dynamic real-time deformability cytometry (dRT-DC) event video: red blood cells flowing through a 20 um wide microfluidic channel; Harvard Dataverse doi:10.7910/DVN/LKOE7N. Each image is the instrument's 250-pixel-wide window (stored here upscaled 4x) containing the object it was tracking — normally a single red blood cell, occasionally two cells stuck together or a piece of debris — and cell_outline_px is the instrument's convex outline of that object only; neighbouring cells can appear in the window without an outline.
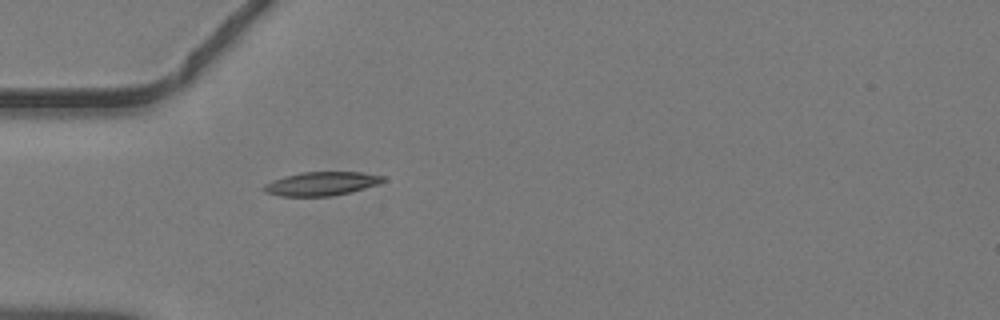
{"species": "common noctule bat (a hibernating species)", "species_latin": "Nyctalus noctula", "temperature_condition": "warm", "stored_images_in_passage": 33, "camera_frame_rate_fps": 3000, "um_per_image_px": 0.085, "animal": {"sex": "male", "body_mass_g": 19.2, "forearm_length_mm": 51.8}, "frame": {"image": 1, "passage_image": 1, "time_ms": 0.0, "image_size_px": [1000, 320], "cell_outline_px": [[388, 180], [380, 184], [352, 192], [332, 196], [280, 196], [264, 192], [260, 188], [264, 184], [272, 180], [284, 176], [300, 172], [360, 172], [384, 176]], "centroid_in_image_um": [27.33, 15.61], "position_along_channel_um": 57.7, "area_um2": 16.82}}
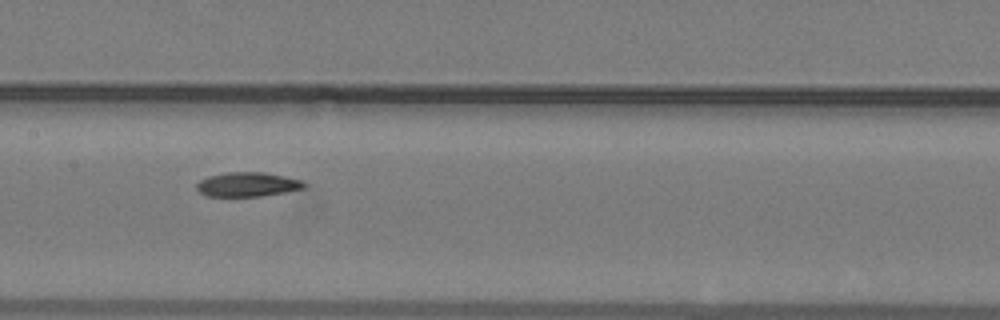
{"frame": {"image": 2, "passage_image": 10, "time_ms": 3.0, "image_size_px": [1000, 320], "cell_outline_px": [[304, 188], [284, 192], [260, 196], [208, 196], [200, 192], [196, 188], [196, 184], [200, 180], [208, 176], [228, 172], [264, 172], [284, 176], [300, 180], [304, 184]], "centroid_in_image_um": [21.0, 15.67], "position_along_channel_um": 186.4, "area_um2": 15.03}}
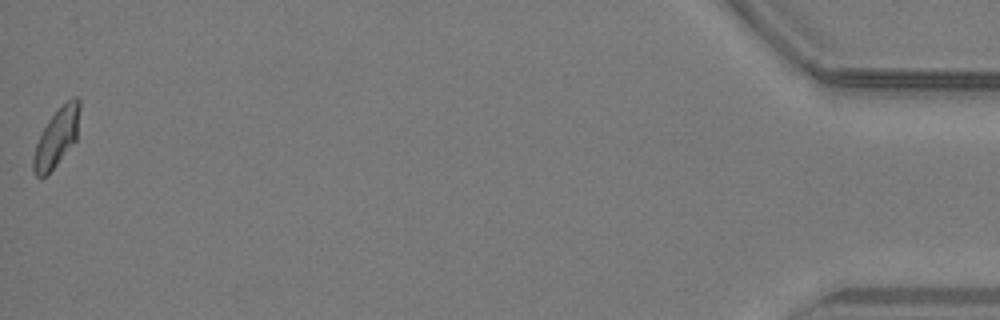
{"frame": {"image": 3, "passage_image": 33, "time_ms": 10.667, "image_size_px": [1000, 320], "cell_outline_px": [[80, 108], [76, 140], [56, 164], [44, 176], [36, 176], [32, 168], [32, 160], [36, 144], [48, 120], [72, 96], [76, 96], [80, 100]], "centroid_in_image_um": [4.82, 11.66], "position_along_channel_um": 430.4, "area_um2": 15.26}}